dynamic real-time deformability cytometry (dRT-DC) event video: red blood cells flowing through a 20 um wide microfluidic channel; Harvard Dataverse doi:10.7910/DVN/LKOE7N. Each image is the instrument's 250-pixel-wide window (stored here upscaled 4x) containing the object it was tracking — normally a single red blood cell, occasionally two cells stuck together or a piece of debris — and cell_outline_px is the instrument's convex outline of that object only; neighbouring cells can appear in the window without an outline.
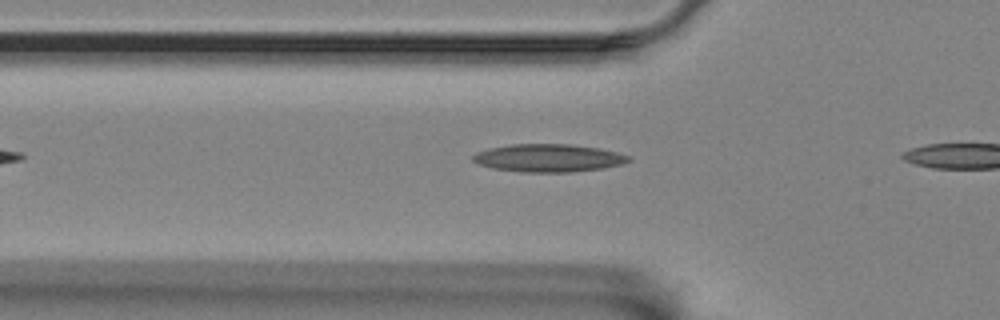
{"species": "Egyptian fruit bat (a non-hibernating species)", "species_latin": "Rousettus aegyptiacus", "temperature_condition": "room temperature", "stored_images_in_passage": 4, "camera_frame_rate_fps": 3000, "um_per_image_px": 0.085, "animal": {"sex": "female"}, "frame": {"image": 1, "passage_image": 2, "time_ms": 0.333, "image_size_px": [1000, 320], "cell_outline_px": [[632, 160], [620, 164], [604, 168], [572, 172], [520, 172], [492, 168], [480, 164], [472, 160], [472, 156], [476, 152], [492, 148], [512, 144], [572, 144], [600, 148], [616, 152], [628, 156]], "centroid_in_image_um": [46.62, 13.43], "position_along_channel_um": 79.2, "area_um2": 25.2}}